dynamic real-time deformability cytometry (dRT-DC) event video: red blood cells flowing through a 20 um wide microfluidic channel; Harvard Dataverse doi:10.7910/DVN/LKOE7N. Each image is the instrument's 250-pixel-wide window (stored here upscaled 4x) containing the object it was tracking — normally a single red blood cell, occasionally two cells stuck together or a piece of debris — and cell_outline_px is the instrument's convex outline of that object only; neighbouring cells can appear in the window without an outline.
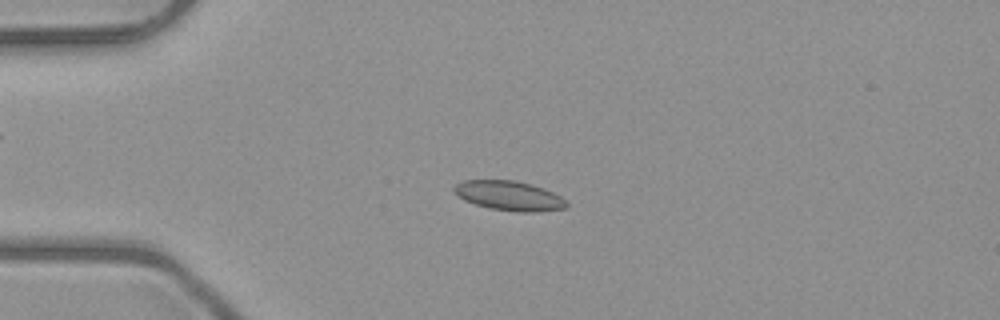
{"species": "common noctule bat (a hibernating species)", "species_latin": "Nyctalus noctula", "temperature_condition": "room temperature", "stored_images_in_passage": 52, "camera_frame_rate_fps": 3000, "um_per_image_px": 0.085, "animal": {"sex": "male", "body_mass_g": 23.1, "forearm_length_mm": 52.7}, "frame": {"image": 1, "passage_image": 13, "time_ms": 4.0, "image_size_px": [1000, 320], "cell_outline_px": [[568, 204], [564, 208], [540, 212], [516, 212], [488, 208], [464, 200], [452, 188], [456, 184], [464, 180], [512, 180], [532, 184], [544, 188], [560, 196]], "centroid_in_image_um": [43.29, 16.64], "position_along_channel_um": 41.7, "area_um2": 19.31}}
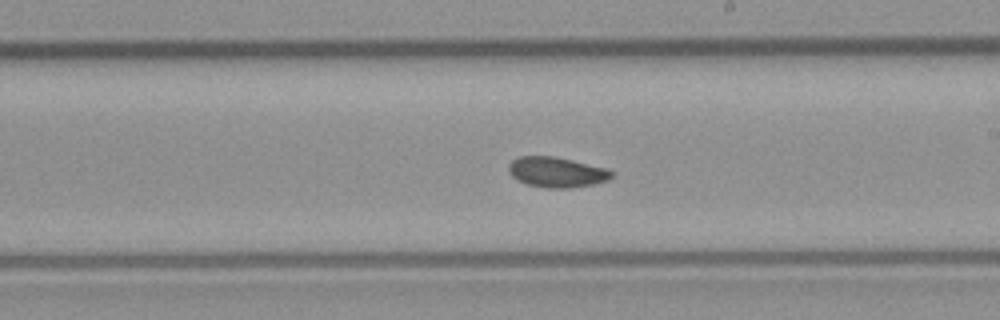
{"frame": {"image": 2, "passage_image": 30, "time_ms": 9.667, "image_size_px": [1000, 320], "cell_outline_px": [[612, 176], [608, 180], [596, 184], [568, 188], [548, 188], [528, 184], [516, 180], [508, 172], [508, 164], [512, 160], [520, 156], [552, 156], [572, 160], [608, 168], [612, 172]], "centroid_in_image_um": [47.31, 14.63], "position_along_channel_um": 241.7, "area_um2": 18.26}}
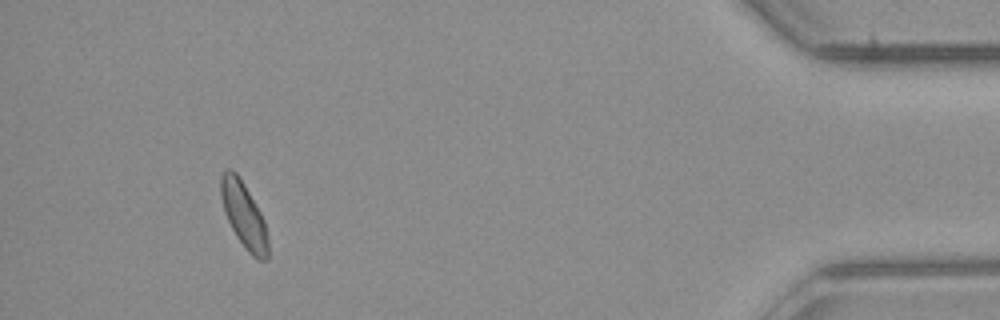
{"frame": {"image": 3, "passage_image": 48, "time_ms": 15.667, "image_size_px": [1000, 320], "cell_outline_px": [[268, 260], [256, 260], [248, 252], [236, 236], [224, 212], [220, 196], [220, 176], [228, 168], [232, 168], [236, 172], [244, 184], [260, 212], [264, 220], [268, 240]], "centroid_in_image_um": [20.72, 18.29], "position_along_channel_um": 414.5, "area_um2": 18.03}}